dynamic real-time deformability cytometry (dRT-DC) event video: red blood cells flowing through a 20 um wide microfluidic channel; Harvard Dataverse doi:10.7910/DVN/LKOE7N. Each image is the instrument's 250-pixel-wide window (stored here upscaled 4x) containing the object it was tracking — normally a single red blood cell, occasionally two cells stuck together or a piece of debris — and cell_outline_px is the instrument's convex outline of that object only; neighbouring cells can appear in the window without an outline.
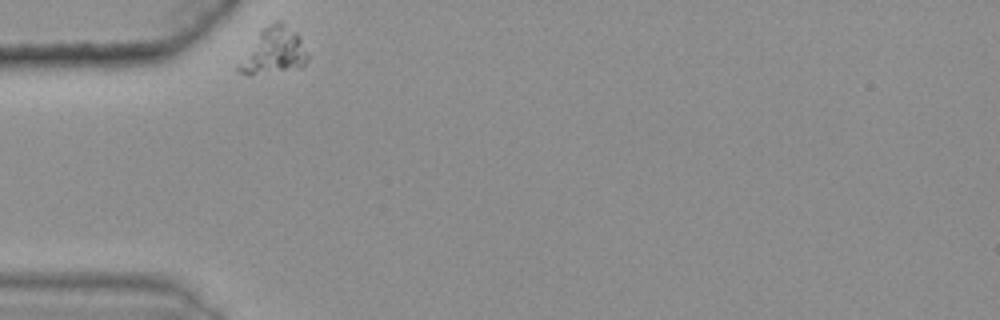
{"species": "common noctule bat (a hibernating species)", "species_latin": "Nyctalus noctula", "temperature_condition": "warm", "stored_images_in_passage": 49, "camera_frame_rate_fps": 3000, "um_per_image_px": 0.085, "animal": {"sex": "female", "body_mass_g": 25.1}, "frame": {"image": 1, "passage_image": 1, "time_ms": 0.0, "image_size_px": [1000, 320], "cell_outline_px": [[308, 60], [300, 68], [248, 76], [240, 72], [236, 68], [260, 32], [268, 24], [276, 20], [280, 20], [296, 32], [300, 36], [308, 56]], "centroid_in_image_um": [23.31, 4.35], "position_along_channel_um": 61.7, "area_um2": 18.26}}
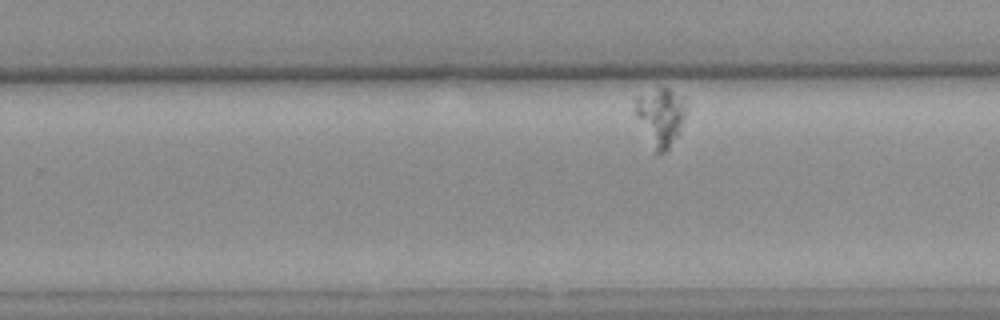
{"frame": {"image": 2, "passage_image": 24, "time_ms": 7.667, "image_size_px": [1000, 320], "cell_outline_px": [[688, 108], [680, 132], [668, 148], [664, 152], [656, 156], [636, 116], [636, 100], [640, 96], [660, 88], [668, 88], [684, 96], [688, 104]], "centroid_in_image_um": [56.22, 9.95], "position_along_channel_um": 273.6, "area_um2": 17.22}}
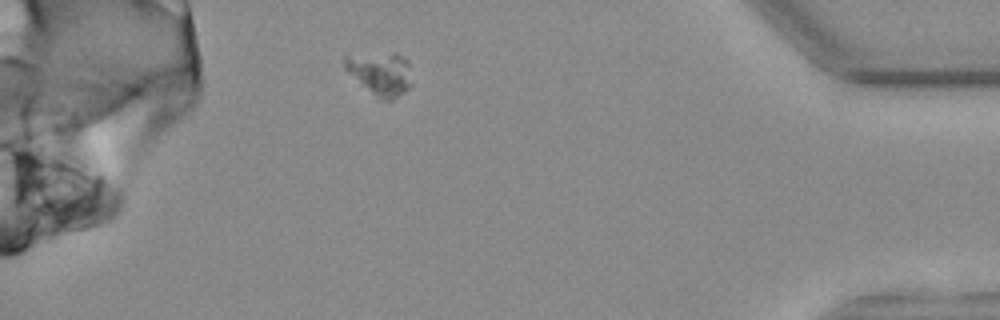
{"frame": {"image": 3, "passage_image": 42, "time_ms": 13.667, "image_size_px": [1000, 320], "cell_outline_px": [[412, 84], [404, 92], [392, 100], [380, 100], [348, 72], [344, 68], [344, 56], [396, 52], [408, 60]], "centroid_in_image_um": [32.37, 6.24], "position_along_channel_um": 402.8, "area_um2": 16.76}}